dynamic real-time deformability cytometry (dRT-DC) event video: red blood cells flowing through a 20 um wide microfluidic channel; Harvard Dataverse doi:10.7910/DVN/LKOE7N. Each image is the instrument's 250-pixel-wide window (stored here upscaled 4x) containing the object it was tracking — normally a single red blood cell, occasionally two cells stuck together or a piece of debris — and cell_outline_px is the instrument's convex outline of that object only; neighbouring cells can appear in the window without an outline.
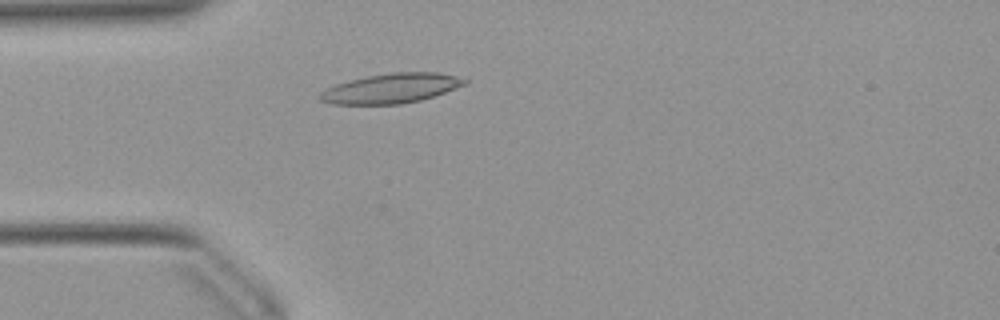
{"species": "Egyptian fruit bat (a non-hibernating species)", "species_latin": "Rousettus aegyptiacus", "temperature_condition": "warm", "stored_images_in_passage": 48, "camera_frame_rate_fps": 3000, "um_per_image_px": 0.085, "animal": {"sex": "female"}, "frame": {"image": 1, "passage_image": 11, "time_ms": 3.333, "image_size_px": [1000, 320], "cell_outline_px": [[468, 84], [420, 100], [400, 104], [332, 104], [320, 100], [320, 92], [336, 84], [348, 80], [368, 76], [392, 72], [440, 72], [456, 76], [468, 80]], "centroid_in_image_um": [33.27, 7.5], "position_along_channel_um": 51.7, "area_um2": 24.91}}
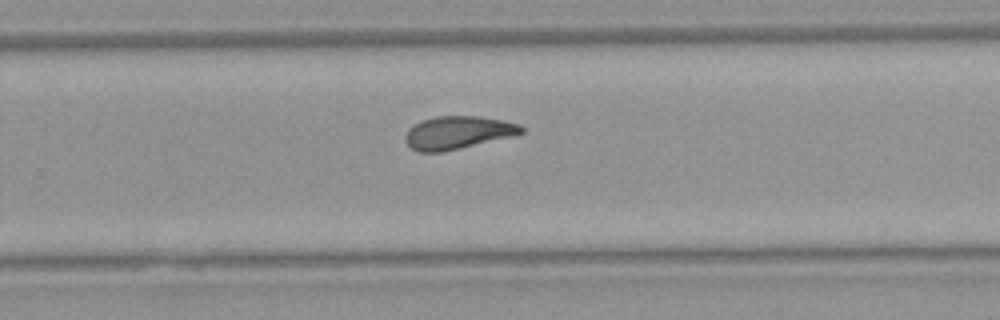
{"frame": {"image": 2, "passage_image": 30, "time_ms": 9.667, "image_size_px": [1000, 320], "cell_outline_px": [[524, 132], [512, 136], [444, 152], [416, 152], [404, 140], [404, 136], [408, 128], [424, 120], [436, 116], [480, 116], [504, 120], [520, 124], [524, 128]], "centroid_in_image_um": [38.91, 11.27], "position_along_channel_um": 290.9, "area_um2": 22.31}}
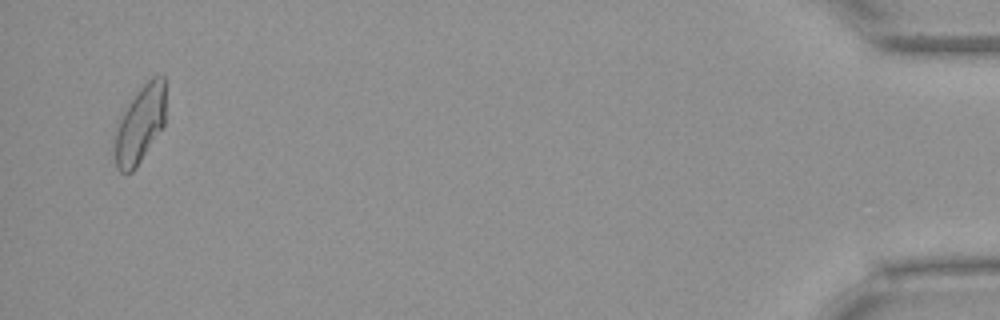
{"frame": {"image": 3, "passage_image": 47, "time_ms": 15.333, "image_size_px": [1000, 320], "cell_outline_px": [[164, 128], [136, 168], [132, 172], [120, 172], [116, 168], [112, 152], [112, 140], [116, 124], [120, 116], [128, 104], [140, 88], [152, 76], [164, 76]], "centroid_in_image_um": [11.84, 10.66], "position_along_channel_um": 423.4, "area_um2": 23.64}, "authors_computed_cell_mechanics": {"area_um2": 22.6865, "velocity_mm_per_s": 3.9019, "shape_relaxation_time_tau1_ms": null, "shape_relaxation_time_tau2_ms": 2.6741, "deformation_change_tau1": null, "deformation_change_tau2": 0.0975}}